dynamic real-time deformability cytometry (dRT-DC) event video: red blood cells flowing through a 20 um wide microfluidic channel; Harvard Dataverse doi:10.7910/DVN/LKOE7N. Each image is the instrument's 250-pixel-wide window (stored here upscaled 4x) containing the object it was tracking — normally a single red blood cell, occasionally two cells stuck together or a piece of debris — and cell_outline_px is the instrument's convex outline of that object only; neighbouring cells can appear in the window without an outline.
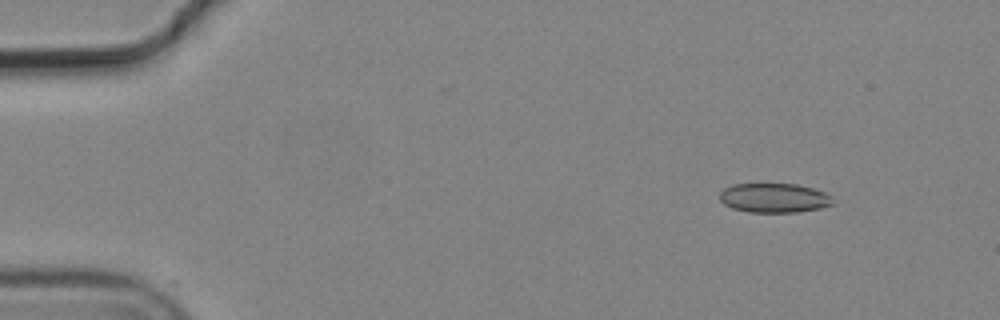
{"species": "common noctule bat (a hibernating species)", "species_latin": "Nyctalus noctula", "temperature_condition": "cold", "stored_images_in_passage": 3, "camera_frame_rate_fps": 3000, "um_per_image_px": 0.085, "animal": {"sex": "male", "body_mass_g": 19.2, "forearm_length_mm": 51.8}, "frame": {"image": 1, "passage_image": 1, "time_ms": 0.0, "image_size_px": [1000, 320], "cell_outline_px": [[836, 204], [820, 208], [796, 212], [748, 212], [732, 208], [724, 204], [720, 200], [720, 192], [724, 188], [732, 184], [796, 184], [812, 188], [824, 192], [832, 196]], "centroid_in_image_um": [65.82, 16.82], "position_along_channel_um": 19.2, "area_um2": 19.48}}
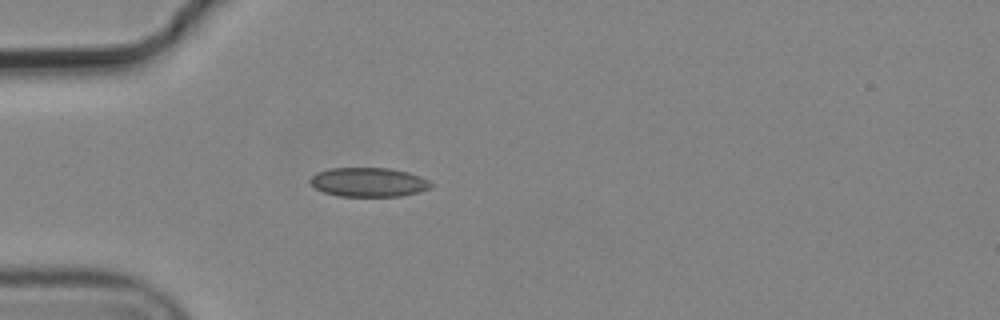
{"frame": {"image": 2, "passage_image": 3, "time_ms": 0.667, "image_size_px": [1000, 320], "cell_outline_px": [[436, 184], [428, 188], [416, 192], [400, 196], [340, 196], [324, 192], [316, 188], [308, 180], [316, 172], [332, 168], [388, 168], [408, 172], [420, 176]], "centroid_in_image_um": [31.33, 15.48], "position_along_channel_um": 53.7, "area_um2": 20.4}}